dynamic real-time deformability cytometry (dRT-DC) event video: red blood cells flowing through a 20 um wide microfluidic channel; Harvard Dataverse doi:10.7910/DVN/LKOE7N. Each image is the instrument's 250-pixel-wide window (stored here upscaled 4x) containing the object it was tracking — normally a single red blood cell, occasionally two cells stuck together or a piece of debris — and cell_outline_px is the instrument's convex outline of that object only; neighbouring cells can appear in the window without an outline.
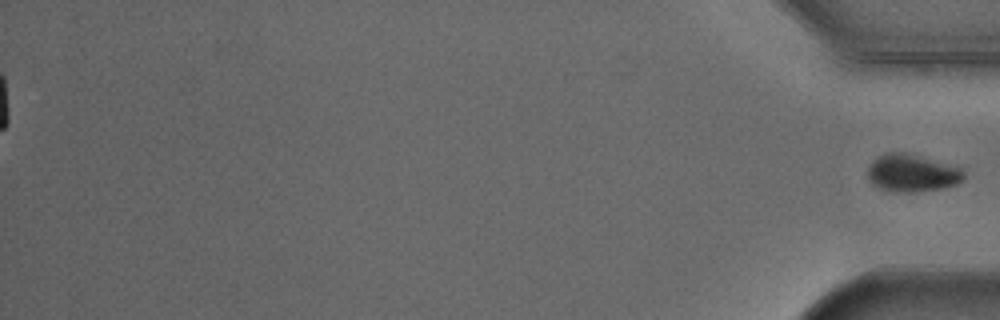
{"species": "Egyptian fruit bat (a non-hibernating species)", "species_latin": "Rousettus aegyptiacus", "temperature_condition": "cold", "stored_images_in_passage": 54, "segment_of_instrument_passage": [2, 2], "camera_frame_rate_fps": 3000, "um_per_image_px": 0.085, "animal": {"sex": "male"}, "frame": {"image": 1, "passage_image": 54, "time_ms": 17.667, "image_size_px": [1000, 320], "cell_outline_px": [[964, 180], [956, 184], [944, 188], [916, 192], [888, 192], [872, 184], [868, 180], [868, 168], [872, 160], [888, 152], [904, 152], [920, 156], [960, 168], [964, 172]], "centroid_in_image_um": [77.49, 14.73], "position_along_channel_um": 357.7, "area_um2": 21.04}}